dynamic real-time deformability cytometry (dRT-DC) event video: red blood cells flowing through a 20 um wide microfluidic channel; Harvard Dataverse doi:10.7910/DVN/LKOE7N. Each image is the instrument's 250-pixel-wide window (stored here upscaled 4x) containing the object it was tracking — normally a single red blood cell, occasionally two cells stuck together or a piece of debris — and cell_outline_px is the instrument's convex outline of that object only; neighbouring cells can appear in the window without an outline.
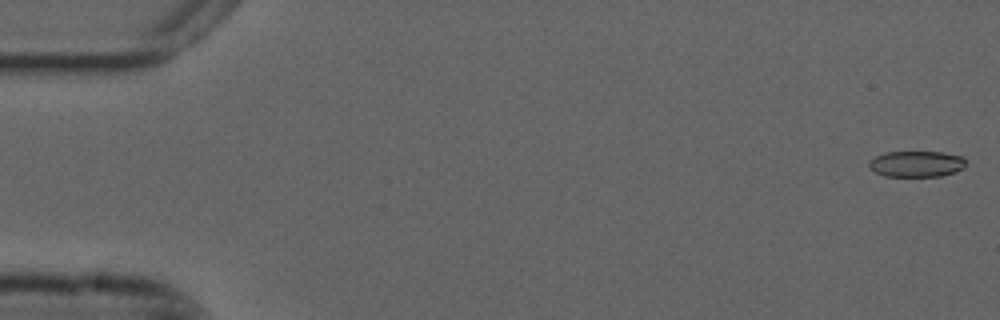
{"species": "common noctule bat (a hibernating species)", "species_latin": "Nyctalus noctula", "temperature_condition": "cold", "stored_images_in_passage": 55, "camera_frame_rate_fps": 3000, "um_per_image_px": 0.085, "animal": {"sex": "male", "forearm_length_mm": 52.5}, "frame": {"image": 1, "passage_image": 1, "time_ms": 0.0, "image_size_px": [1000, 320], "cell_outline_px": [[964, 168], [956, 172], [940, 176], [884, 176], [868, 168], [868, 164], [876, 156], [884, 152], [944, 152], [964, 156]], "centroid_in_image_um": [77.91, 13.93], "position_along_channel_um": 7.1, "area_um2": 14.74}}
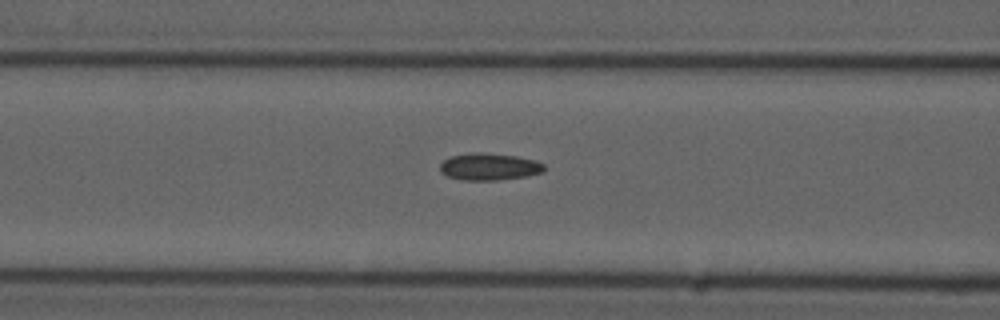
{"frame": {"image": 2, "passage_image": 22, "time_ms": 7.0, "image_size_px": [1000, 320], "cell_outline_px": [[544, 172], [524, 176], [496, 180], [460, 180], [448, 176], [440, 172], [440, 164], [444, 160], [452, 156], [472, 152], [476, 152], [516, 156], [536, 160], [544, 164]], "centroid_in_image_um": [41.57, 14.17], "position_along_channel_um": 125.0, "area_um2": 16.3}}
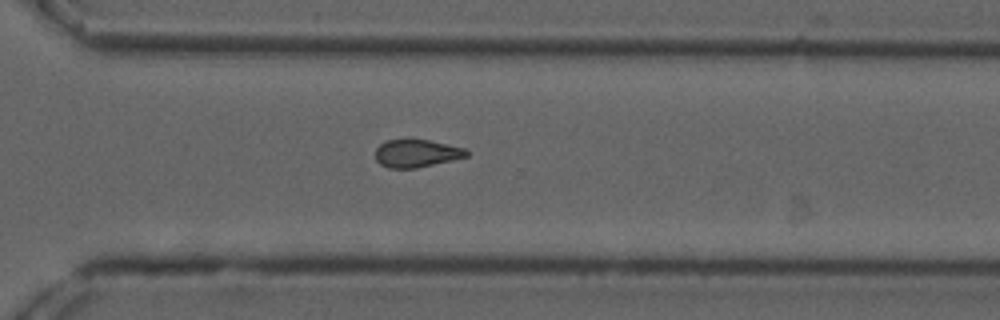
{"frame": {"image": 3, "passage_image": 39, "time_ms": 12.667, "image_size_px": [1000, 320], "cell_outline_px": [[468, 156], [452, 160], [416, 168], [388, 168], [380, 164], [376, 160], [376, 148], [380, 144], [388, 140], [428, 140], [464, 148], [468, 152]], "centroid_in_image_um": [35.38, 13.04], "position_along_channel_um": 335.2, "area_um2": 14.51}, "authors_computed_cell_mechanics": {"area_um2": 15.7216, "velocity_mm_per_s": 3.7212, "shape_relaxation_time_tau1_ms": null, "shape_relaxation_time_tau2_ms": 3.0508, "deformation_change_tau1": null, "deformation_change_tau2": 0.1062}}